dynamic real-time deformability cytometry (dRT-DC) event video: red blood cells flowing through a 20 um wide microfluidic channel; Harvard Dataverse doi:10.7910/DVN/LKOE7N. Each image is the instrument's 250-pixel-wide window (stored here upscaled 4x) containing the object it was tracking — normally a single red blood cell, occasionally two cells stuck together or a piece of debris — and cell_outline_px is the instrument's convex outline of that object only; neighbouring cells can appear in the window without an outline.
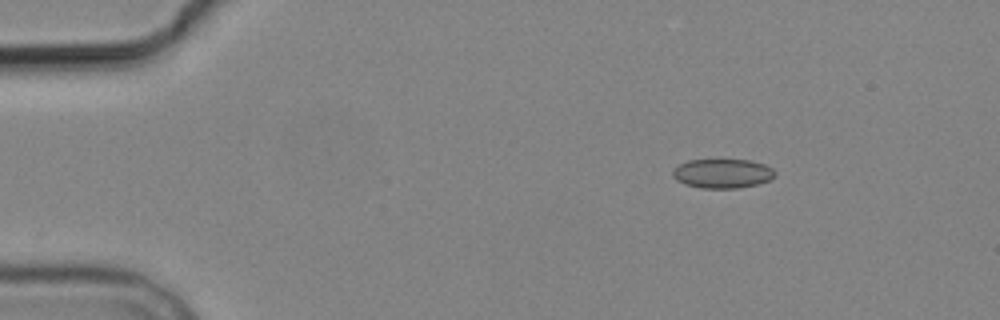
{"species": "common noctule bat (a hibernating species)", "species_latin": "Nyctalus noctula", "temperature_condition": "cold", "stored_images_in_passage": 13, "camera_frame_rate_fps": 3000, "um_per_image_px": 0.085, "animal": {"sex": "male", "body_mass_g": 19.2, "forearm_length_mm": 51.8}, "frame": {"image": 1, "passage_image": 2, "time_ms": 1.667, "image_size_px": [1000, 320], "cell_outline_px": [[776, 176], [768, 180], [756, 184], [736, 188], [700, 188], [684, 184], [676, 180], [672, 176], [672, 172], [680, 164], [688, 160], [748, 160], [764, 164], [772, 168], [776, 172]], "centroid_in_image_um": [61.4, 14.75], "position_along_channel_um": 23.6, "area_um2": 17.34}}
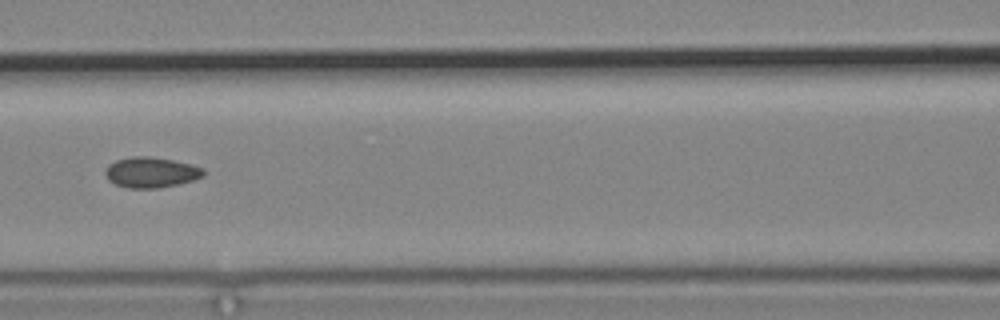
{"frame": {"image": 2, "passage_image": 6, "time_ms": 7.333, "image_size_px": [1000, 320], "cell_outline_px": [[204, 176], [192, 180], [160, 188], [128, 188], [116, 184], [108, 180], [104, 172], [104, 168], [108, 164], [116, 160], [132, 156], [148, 156], [172, 160], [192, 164], [204, 168]], "centroid_in_image_um": [12.81, 14.64], "position_along_channel_um": 153.8, "area_um2": 17.51}}
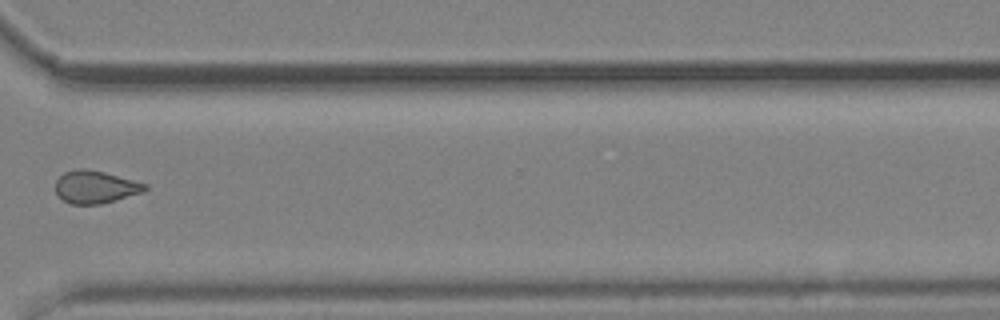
{"frame": {"image": 3, "passage_image": 11, "time_ms": 13.0, "image_size_px": [1000, 320], "cell_outline_px": [[148, 188], [144, 192], [116, 200], [100, 204], [72, 204], [64, 200], [56, 192], [56, 180], [64, 172], [76, 168], [88, 168], [104, 172], [148, 184]], "centroid_in_image_um": [8.13, 15.88], "position_along_channel_um": 362.5, "area_um2": 17.05}, "authors_computed_cell_mechanics": {"area_um2": 17.1666, "velocity_mm_per_s": 3.6977, "shape_relaxation_time_tau1_ms": null, "shape_relaxation_time_tau2_ms": 3.0858, "deformation_change_tau1": null, "deformation_change_tau2": 0.069}}